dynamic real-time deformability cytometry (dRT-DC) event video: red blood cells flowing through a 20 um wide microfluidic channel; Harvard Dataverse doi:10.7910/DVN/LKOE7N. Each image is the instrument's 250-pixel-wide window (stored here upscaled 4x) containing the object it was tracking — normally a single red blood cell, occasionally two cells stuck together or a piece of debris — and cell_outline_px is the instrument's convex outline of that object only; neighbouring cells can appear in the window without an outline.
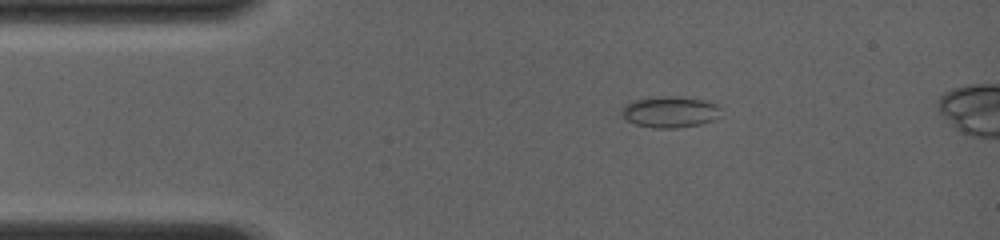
{"species": "common noctule bat (a hibernating species)", "species_latin": "Nyctalus noctula", "temperature_condition": "room temperature", "stored_images_in_passage": 9, "camera_frame_rate_fps": 4000, "um_per_image_px": 0.085, "animal": {"sex": "female", "body_mass_g": 19.0, "forearm_length_mm": 56.7}, "frame": {"image": 1, "passage_image": 1, "time_ms": 0.0, "image_size_px": [1000, 240], "cell_outline_px": [[720, 116], [712, 120], [700, 124], [676, 128], [652, 128], [636, 124], [620, 116], [620, 112], [624, 104], [636, 100], [656, 96], [680, 96], [704, 100], [716, 104], [720, 108]], "centroid_in_image_um": [56.93, 9.51], "position_along_channel_um": 28.1, "area_um2": 18.21}}
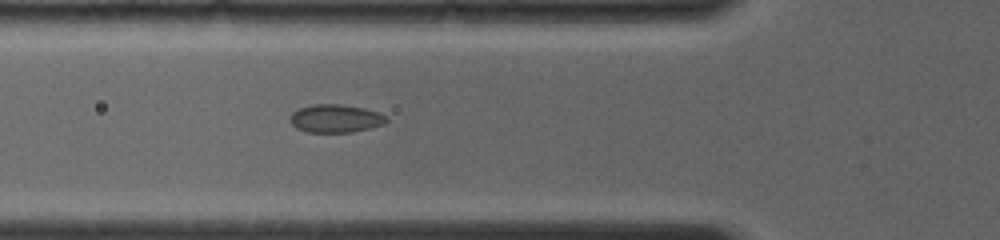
{"frame": {"image": 2, "passage_image": 6, "time_ms": 2.75, "image_size_px": [1000, 240], "cell_outline_px": [[388, 120], [384, 124], [352, 132], [308, 132], [296, 128], [288, 120], [288, 116], [292, 112], [300, 108], [316, 104], [340, 104], [364, 108], [376, 112], [384, 116]], "centroid_in_image_um": [28.46, 10.07], "position_along_channel_um": 97.3, "area_um2": 15.66}}
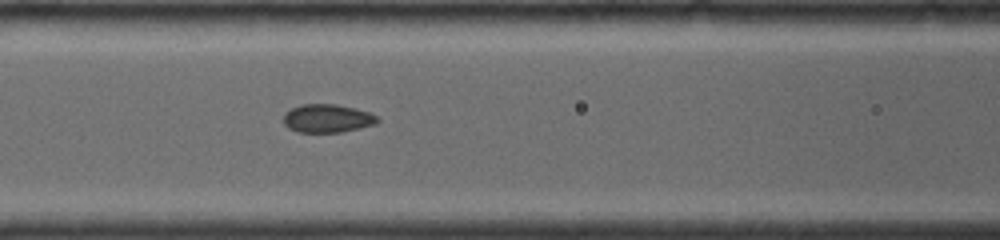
{"frame": {"image": 3, "passage_image": 8, "time_ms": 3.75, "image_size_px": [1000, 240], "cell_outline_px": [[380, 120], [376, 124], [340, 132], [296, 132], [288, 128], [284, 124], [284, 112], [300, 104], [336, 104], [356, 108], [368, 112], [376, 116]], "centroid_in_image_um": [27.8, 10.06], "position_along_channel_um": 138.8, "area_um2": 15.55}}